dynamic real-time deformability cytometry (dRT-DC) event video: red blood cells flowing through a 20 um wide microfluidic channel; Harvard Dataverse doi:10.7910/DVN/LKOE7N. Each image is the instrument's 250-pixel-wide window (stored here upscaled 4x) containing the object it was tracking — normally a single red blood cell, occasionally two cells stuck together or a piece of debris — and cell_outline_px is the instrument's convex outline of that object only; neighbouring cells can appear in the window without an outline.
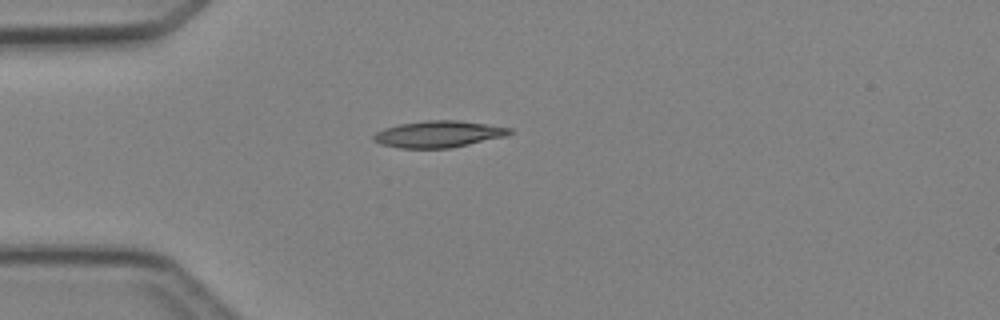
{"species": "Egyptian fruit bat (a non-hibernating species)", "species_latin": "Rousettus aegyptiacus", "temperature_condition": "cold", "stored_images_in_passage": 3, "camera_frame_rate_fps": 3000, "um_per_image_px": 0.085, "animal": {"sex": "female"}, "frame": {"image": 1, "passage_image": 3, "time_ms": 2.0, "image_size_px": [1000, 320], "cell_outline_px": [[512, 132], [508, 136], [452, 148], [400, 148], [380, 144], [372, 140], [372, 136], [376, 132], [384, 128], [400, 124], [428, 120], [460, 120], [512, 128]], "centroid_in_image_um": [37.29, 11.4], "position_along_channel_um": 47.7, "area_um2": 21.27}}